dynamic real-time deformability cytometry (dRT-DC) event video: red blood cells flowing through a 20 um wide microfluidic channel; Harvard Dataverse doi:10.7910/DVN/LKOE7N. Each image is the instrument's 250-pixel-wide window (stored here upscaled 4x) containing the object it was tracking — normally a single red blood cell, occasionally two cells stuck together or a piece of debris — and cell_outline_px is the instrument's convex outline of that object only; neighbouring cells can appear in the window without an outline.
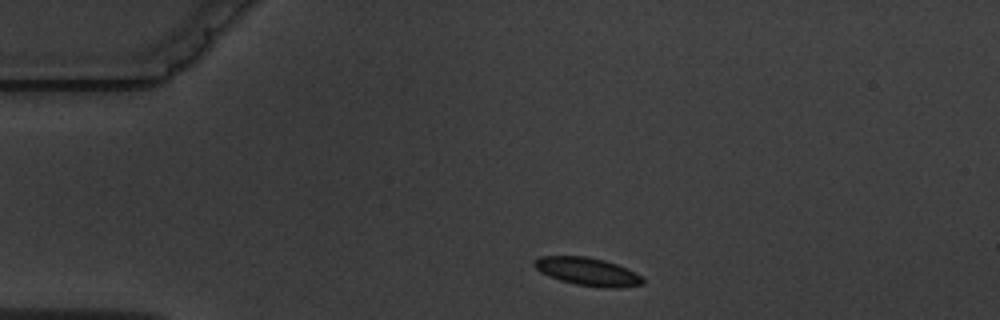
{"species": "common noctule bat (a hibernating species)", "species_latin": "Nyctalus noctula", "temperature_condition": "warm", "stored_images_in_passage": 3, "camera_frame_rate_fps": 3000, "um_per_image_px": 0.085, "animal": {"sex": "male", "body_mass_g": 19.5, "forearm_length_mm": 54.6}, "frame": {"image": 1, "passage_image": 1, "time_ms": 0.0, "image_size_px": [1000, 320], "cell_outline_px": [[644, 284], [620, 288], [600, 288], [576, 284], [560, 280], [548, 276], [540, 272], [532, 264], [532, 260], [540, 256], [588, 256], [604, 260], [616, 264], [640, 276], [644, 280]], "centroid_in_image_um": [49.89, 23.09], "position_along_channel_um": 35.1, "area_um2": 17.74}}
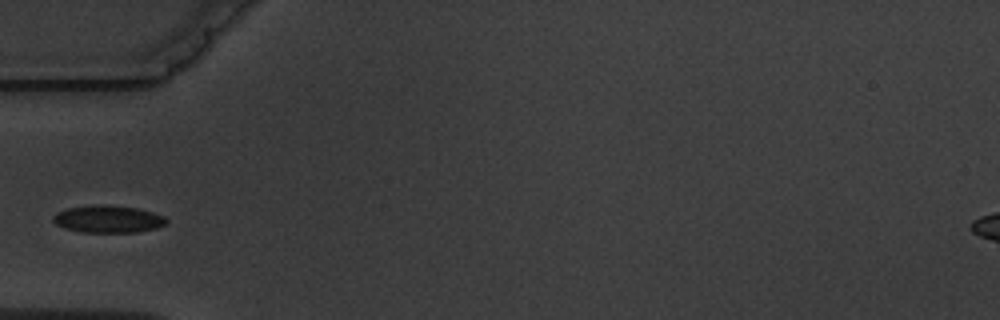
{"frame": {"image": 2, "passage_image": 3, "time_ms": 2.333, "image_size_px": [1000, 320], "cell_outline_px": [[168, 220], [164, 224], [156, 228], [136, 232], [80, 232], [64, 228], [56, 224], [52, 220], [52, 216], [56, 212], [68, 208], [136, 208], [152, 212], [164, 216]], "centroid_in_image_um": [9.18, 18.68], "position_along_channel_um": 75.8, "area_um2": 16.94}}